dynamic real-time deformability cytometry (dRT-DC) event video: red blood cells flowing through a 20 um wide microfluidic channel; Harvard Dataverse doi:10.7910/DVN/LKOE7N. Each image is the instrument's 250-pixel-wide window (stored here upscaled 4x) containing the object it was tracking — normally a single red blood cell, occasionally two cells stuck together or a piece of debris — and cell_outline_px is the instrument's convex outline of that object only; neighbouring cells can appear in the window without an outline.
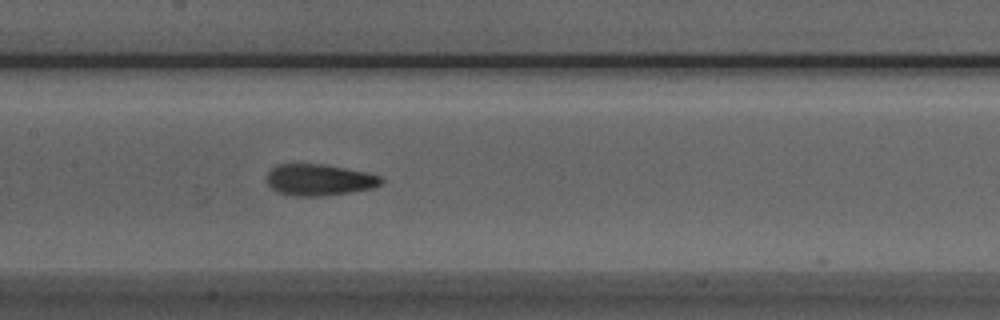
{"species": "Egyptian fruit bat (a non-hibernating species)", "species_latin": "Rousettus aegyptiacus", "temperature_condition": "room temperature", "stored_images_in_passage": 25, "camera_frame_rate_fps": 3000, "um_per_image_px": 0.085, "animal": {"sex": "male"}, "frame": {"image": 1, "passage_image": 24, "time_ms": 7.667, "image_size_px": [1000, 320], "cell_outline_px": [[384, 180], [380, 184], [372, 188], [324, 196], [292, 196], [280, 192], [272, 188], [268, 184], [268, 172], [276, 164], [328, 164], [368, 172], [380, 176]], "centroid_in_image_um": [27.15, 15.27], "position_along_channel_um": 180.2, "area_um2": 20.98}}